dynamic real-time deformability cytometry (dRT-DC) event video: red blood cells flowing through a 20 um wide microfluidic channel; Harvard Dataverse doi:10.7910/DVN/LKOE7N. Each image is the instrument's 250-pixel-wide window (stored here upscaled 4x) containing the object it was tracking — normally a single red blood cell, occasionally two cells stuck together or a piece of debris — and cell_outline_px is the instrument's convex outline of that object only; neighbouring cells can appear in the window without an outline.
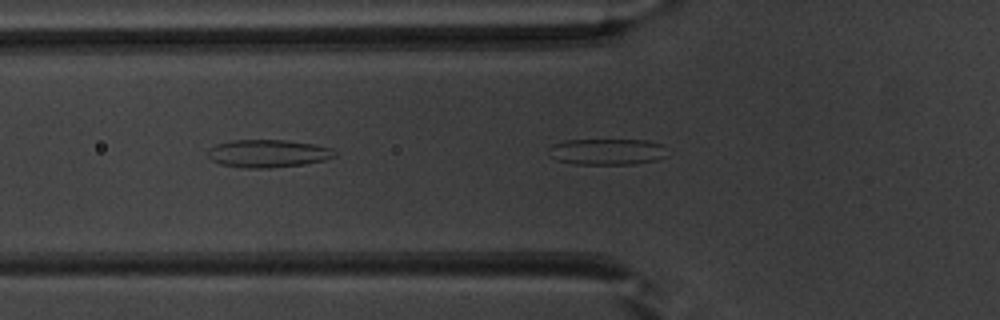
{"species": "common noctule bat (a hibernating species)", "species_latin": "Nyctalus noctula", "temperature_condition": "warm", "stored_images_in_passage": 35, "camera_frame_rate_fps": 3000, "um_per_image_px": 0.085, "animal": {"sex": "male", "body_mass_g": 20.1, "forearm_length_mm": 53.5}, "frame": {"image": 1, "passage_image": 3, "time_ms": 0.667, "image_size_px": [1000, 320], "cell_outline_px": [[668, 156], [656, 160], [636, 164], [572, 164], [556, 160], [548, 156], [548, 148], [552, 144], [564, 140], [648, 140], [664, 144]], "centroid_in_image_um": [51.59, 12.89], "position_along_channel_um": 74.2, "area_um2": 18.55}}
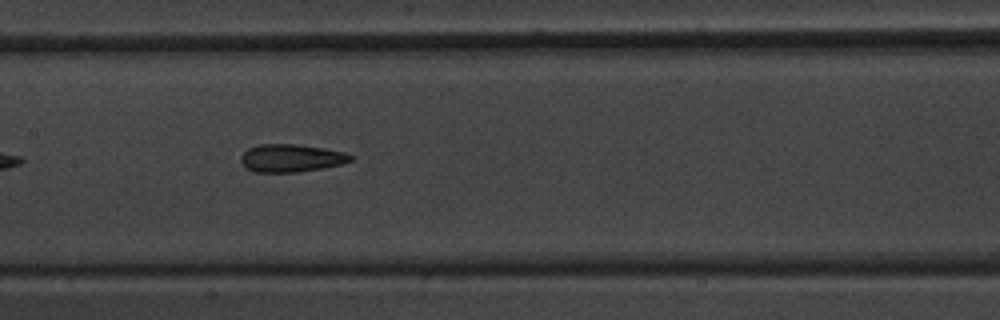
{"frame": {"image": 2, "passage_image": 11, "time_ms": 3.333, "image_size_px": [1000, 320], "cell_outline_px": [[356, 156], [352, 160], [344, 164], [296, 172], [252, 172], [244, 168], [240, 160], [240, 156], [248, 148], [260, 144], [296, 144], [324, 148], [344, 152]], "centroid_in_image_um": [24.74, 13.44], "position_along_channel_um": 182.7, "area_um2": 17.98}}
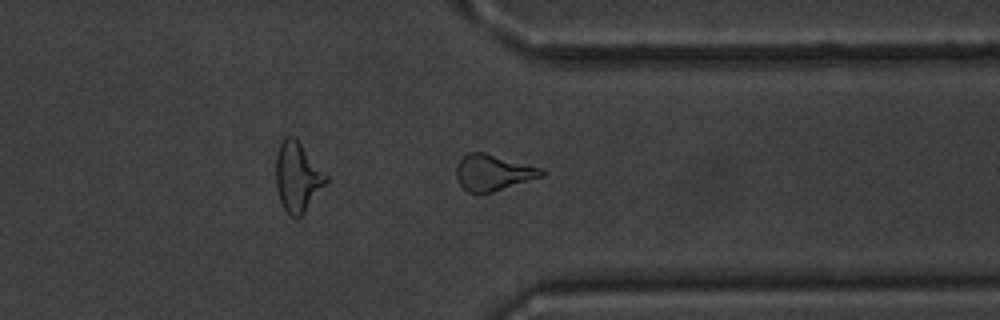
{"frame": {"image": 3, "passage_image": 25, "time_ms": 8.0, "image_size_px": [1000, 320], "cell_outline_px": [[548, 172], [544, 176], [492, 192], [468, 192], [456, 180], [456, 164], [468, 152], [484, 152], [544, 168]], "centroid_in_image_um": [41.95, 14.65], "position_along_channel_um": 369.4, "area_um2": 18.03}, "authors_computed_cell_mechanics": {"area_um2": 17.8024, "velocity_mm_per_s": 4.0252, "shape_relaxation_time_tau1_ms": null, "shape_relaxation_time_tau2_ms": 2.5089, "deformation_change_tau1": null, "deformation_change_tau2": 0.1217}}